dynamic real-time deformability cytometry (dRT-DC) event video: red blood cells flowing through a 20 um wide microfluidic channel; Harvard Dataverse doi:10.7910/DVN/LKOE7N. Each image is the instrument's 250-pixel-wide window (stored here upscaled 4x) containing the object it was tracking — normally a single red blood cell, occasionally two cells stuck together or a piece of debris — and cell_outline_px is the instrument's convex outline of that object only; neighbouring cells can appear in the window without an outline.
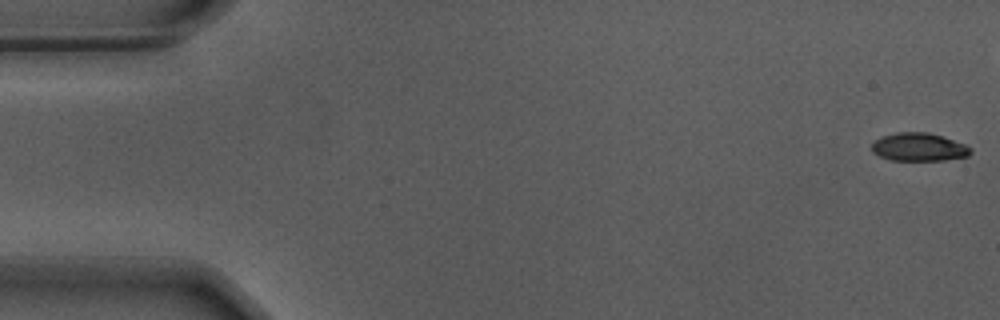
{"species": "Egyptian fruit bat (a non-hibernating species)", "species_latin": "Rousettus aegyptiacus", "temperature_condition": "warm", "stored_images_in_passage": 49, "camera_frame_rate_fps": 3000, "um_per_image_px": 0.085, "animal": {"sex": "male"}, "frame": {"image": 1, "passage_image": 1, "time_ms": 0.0, "image_size_px": [1000, 320], "cell_outline_px": [[972, 152], [968, 156], [944, 160], [892, 160], [880, 156], [872, 152], [872, 144], [880, 136], [896, 132], [928, 132], [964, 144], [972, 148]], "centroid_in_image_um": [78.09, 12.5], "position_along_channel_um": 6.9, "area_um2": 16.13}}
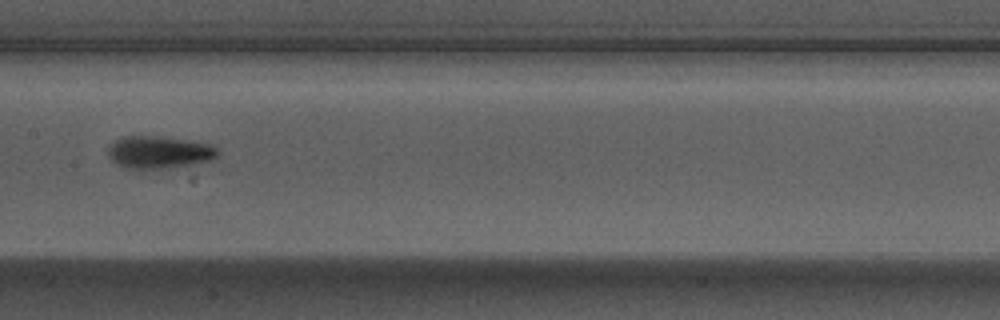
{"frame": {"image": 2, "passage_image": 28, "time_ms": 9.0, "image_size_px": [1000, 320], "cell_outline_px": [[220, 152], [216, 156], [208, 160], [192, 164], [160, 168], [128, 168], [116, 164], [108, 156], [108, 148], [116, 140], [128, 136], [148, 136], [180, 140], [208, 144], [216, 148]], "centroid_in_image_um": [13.47, 12.95], "position_along_channel_um": 193.9, "area_um2": 19.83}}
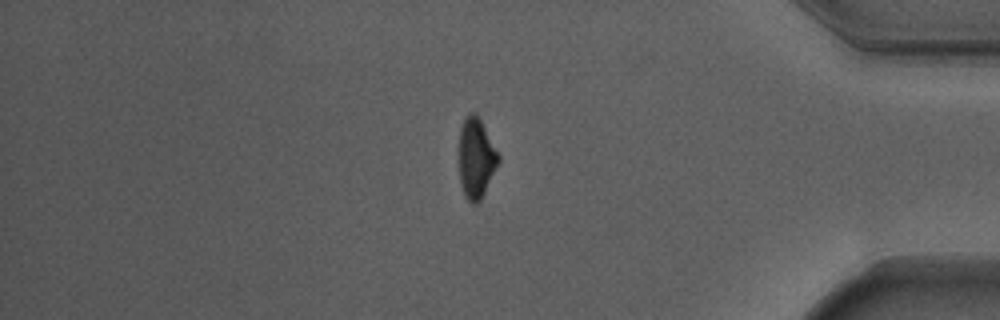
{"frame": {"image": 3, "passage_image": 47, "time_ms": 15.333, "image_size_px": [1000, 320], "cell_outline_px": [[500, 160], [480, 200], [476, 204], [472, 204], [464, 196], [460, 180], [460, 128], [464, 120], [472, 112], [476, 112], [500, 156]], "centroid_in_image_um": [40.47, 13.45], "position_along_channel_um": 394.7, "area_um2": 17.98}, "authors_computed_cell_mechanics": {"area_um2": 18.7272, "velocity_mm_per_s": 3.6979, "shape_relaxation_time_tau1_ms": 3.1028, "shape_relaxation_time_tau2_ms": 2.009, "deformation_change_tau1": 0.1638, "deformation_change_tau2": 0.0806}}